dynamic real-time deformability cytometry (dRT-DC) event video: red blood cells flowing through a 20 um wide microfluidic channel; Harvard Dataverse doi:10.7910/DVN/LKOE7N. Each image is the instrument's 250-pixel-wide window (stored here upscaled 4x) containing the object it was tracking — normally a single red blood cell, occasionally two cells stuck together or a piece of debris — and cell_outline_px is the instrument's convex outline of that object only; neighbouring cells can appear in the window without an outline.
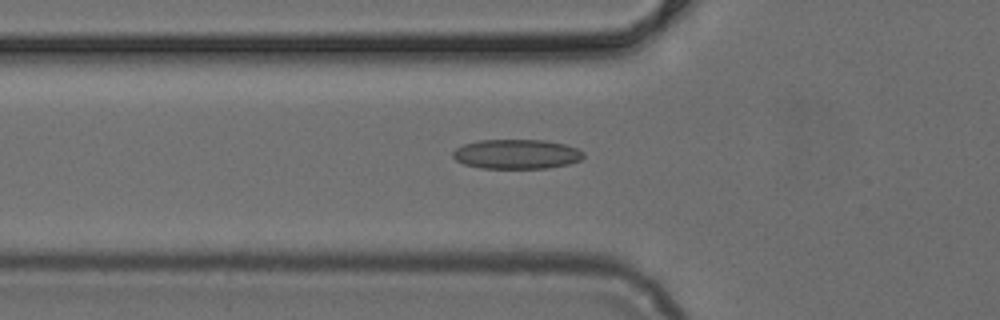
{"species": "common noctule bat (a hibernating species)", "species_latin": "Nyctalus noctula", "temperature_condition": "cold", "stored_images_in_passage": 37, "camera_frame_rate_fps": 3000, "um_per_image_px": 0.085, "animal": {"sex": "female", "body_mass_g": 24.6, "forearm_length_mm": 56.2}, "frame": {"image": 1, "passage_image": 4, "time_ms": 1.0, "image_size_px": [1000, 320], "cell_outline_px": [[584, 156], [580, 160], [568, 164], [548, 168], [480, 168], [464, 164], [456, 160], [452, 156], [452, 152], [456, 148], [464, 144], [480, 140], [544, 140], [564, 144], [576, 148], [584, 152]], "centroid_in_image_um": [43.9, 13.1], "position_along_channel_um": 81.9, "area_um2": 22.48}}
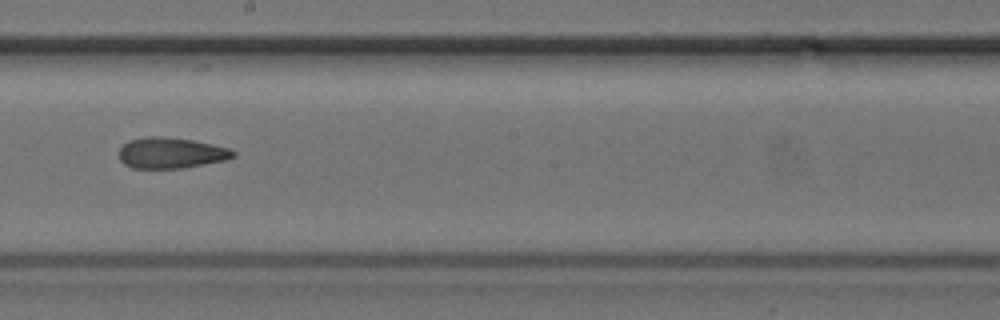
{"frame": {"image": 2, "passage_image": 15, "time_ms": 4.667, "image_size_px": [1000, 320], "cell_outline_px": [[236, 156], [224, 160], [180, 168], [132, 168], [124, 164], [120, 160], [120, 148], [128, 140], [148, 136], [160, 136], [192, 140], [212, 144], [228, 148], [236, 152]], "centroid_in_image_um": [14.51, 12.99], "position_along_channel_um": 233.7, "area_um2": 20.35}}
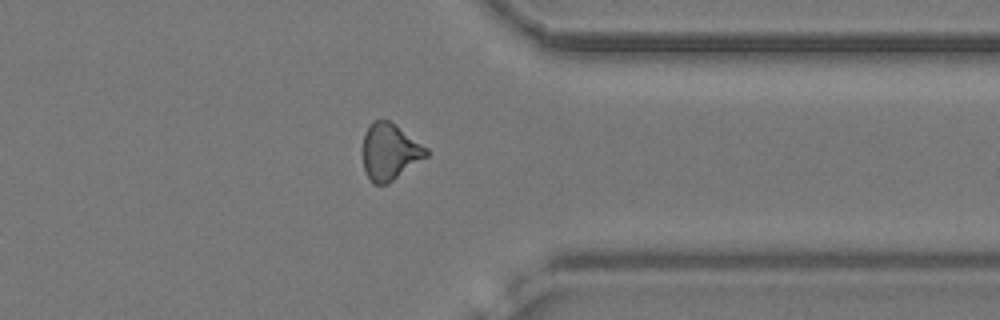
{"frame": {"image": 3, "passage_image": 26, "time_ms": 8.333, "image_size_px": [1000, 320], "cell_outline_px": [[428, 156], [388, 184], [372, 184], [364, 168], [364, 132], [368, 124], [372, 120], [388, 120], [428, 148]], "centroid_in_image_um": [33.13, 12.9], "position_along_channel_um": 378.3, "area_um2": 20.75}}